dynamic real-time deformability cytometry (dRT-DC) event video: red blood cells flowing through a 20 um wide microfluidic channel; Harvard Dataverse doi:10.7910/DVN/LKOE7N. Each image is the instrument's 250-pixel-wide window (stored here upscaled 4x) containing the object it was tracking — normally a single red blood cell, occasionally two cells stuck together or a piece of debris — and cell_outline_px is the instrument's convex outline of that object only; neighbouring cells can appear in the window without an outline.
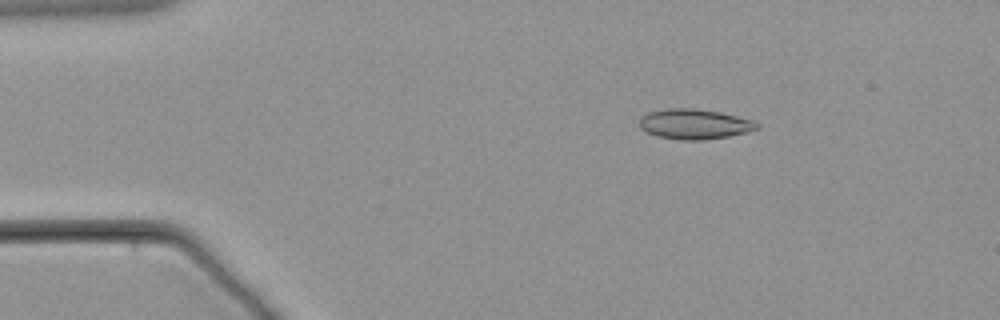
{"species": "common noctule bat (a hibernating species)", "species_latin": "Nyctalus noctula", "temperature_condition": "warm", "stored_images_in_passage": 60, "camera_frame_rate_fps": 3000, "um_per_image_px": 0.085, "animal": {"sex": "male", "body_mass_g": 21.5, "forearm_length_mm": 52.0}, "frame": {"image": 1, "passage_image": 9, "time_ms": 2.667, "image_size_px": [1000, 320], "cell_outline_px": [[760, 128], [748, 132], [728, 136], [704, 140], [680, 140], [656, 136], [640, 128], [640, 116], [648, 112], [668, 108], [696, 108], [720, 112], [752, 120], [760, 124]], "centroid_in_image_um": [59.03, 10.54], "position_along_channel_um": 26.0, "area_um2": 20.75}}
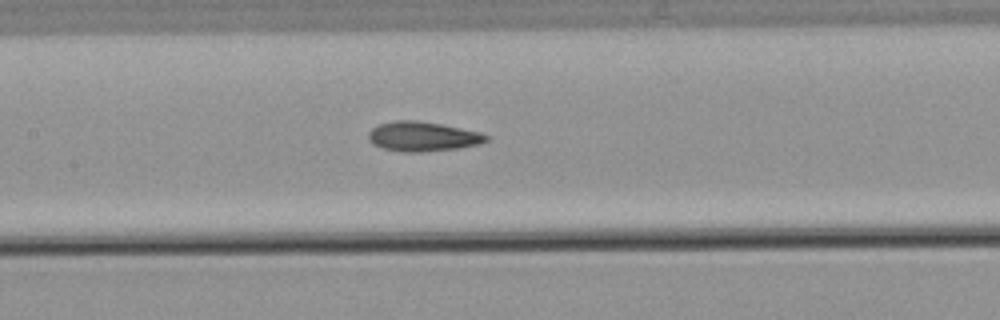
{"frame": {"image": 2, "passage_image": 28, "time_ms": 9.0, "image_size_px": [1000, 320], "cell_outline_px": [[488, 140], [480, 144], [460, 148], [420, 152], [404, 152], [384, 148], [372, 144], [368, 140], [368, 132], [372, 128], [380, 124], [396, 120], [416, 120], [440, 124], [480, 132], [488, 136]], "centroid_in_image_um": [35.92, 11.6], "position_along_channel_um": 171.5, "area_um2": 20.29}}
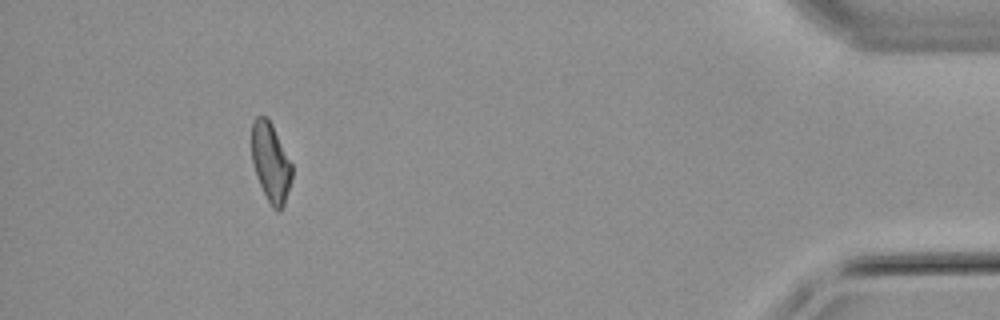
{"frame": {"image": 3, "passage_image": 55, "time_ms": 18.0, "image_size_px": [1000, 320], "cell_outline_px": [[292, 180], [284, 204], [280, 212], [276, 212], [272, 208], [256, 176], [252, 160], [252, 120], [256, 116], [264, 116], [272, 124], [292, 164]], "centroid_in_image_um": [23.02, 13.82], "position_along_channel_um": 412.2, "area_um2": 18.5}}